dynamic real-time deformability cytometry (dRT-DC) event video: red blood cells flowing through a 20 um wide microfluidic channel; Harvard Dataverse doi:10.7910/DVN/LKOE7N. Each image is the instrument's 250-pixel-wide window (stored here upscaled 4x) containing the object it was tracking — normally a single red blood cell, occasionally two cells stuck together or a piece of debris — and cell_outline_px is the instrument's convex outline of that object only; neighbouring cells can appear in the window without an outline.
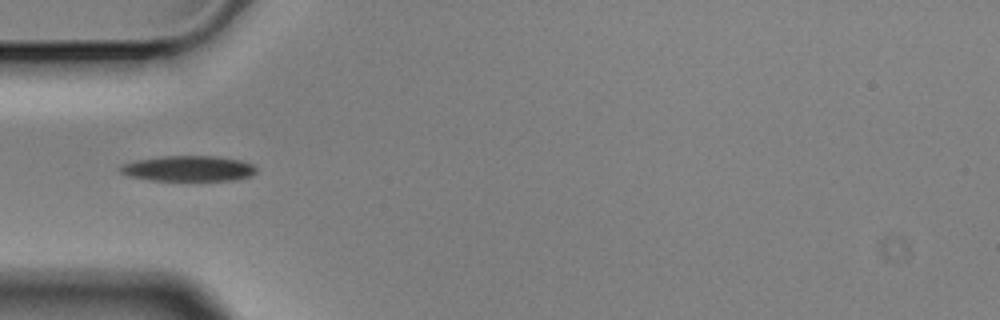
{"species": "Egyptian fruit bat (a non-hibernating species)", "species_latin": "Rousettus aegyptiacus", "temperature_condition": "cold", "stored_images_in_passage": 5, "camera_frame_rate_fps": 3000, "um_per_image_px": 0.085, "animal": {"sex": "male"}, "frame": {"image": 1, "passage_image": 1, "time_ms": 0.0, "image_size_px": [1000, 320], "cell_outline_px": [[256, 172], [248, 176], [232, 180], [152, 180], [128, 176], [120, 172], [116, 168], [120, 164], [136, 160], [164, 156], [212, 156], [240, 160], [252, 164], [256, 168]], "centroid_in_image_um": [15.94, 14.32], "position_along_channel_um": 69.1, "area_um2": 20.11}}
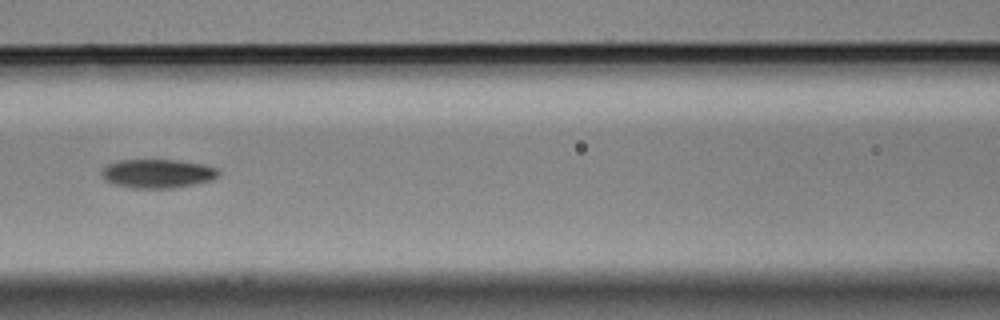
{"frame": {"image": 2, "passage_image": 3, "time_ms": 0.667, "image_size_px": [1000, 320], "cell_outline_px": [[220, 176], [212, 180], [172, 188], [132, 188], [112, 184], [104, 180], [100, 176], [100, 172], [108, 164], [120, 160], [176, 160], [200, 164], [216, 168], [220, 172]], "centroid_in_image_um": [13.35, 14.76], "position_along_channel_um": 153.2, "area_um2": 19.65}}
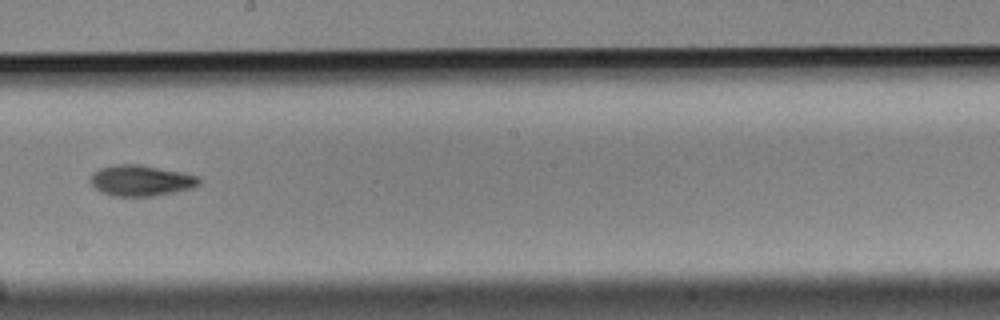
{"frame": {"image": 3, "passage_image": 5, "time_ms": 1.333, "image_size_px": [1000, 320], "cell_outline_px": [[200, 184], [192, 188], [156, 196], [112, 196], [100, 192], [88, 180], [88, 176], [92, 172], [100, 168], [112, 164], [140, 164], [200, 176]], "centroid_in_image_um": [11.94, 15.34], "position_along_channel_um": 236.3, "area_um2": 19.83}}